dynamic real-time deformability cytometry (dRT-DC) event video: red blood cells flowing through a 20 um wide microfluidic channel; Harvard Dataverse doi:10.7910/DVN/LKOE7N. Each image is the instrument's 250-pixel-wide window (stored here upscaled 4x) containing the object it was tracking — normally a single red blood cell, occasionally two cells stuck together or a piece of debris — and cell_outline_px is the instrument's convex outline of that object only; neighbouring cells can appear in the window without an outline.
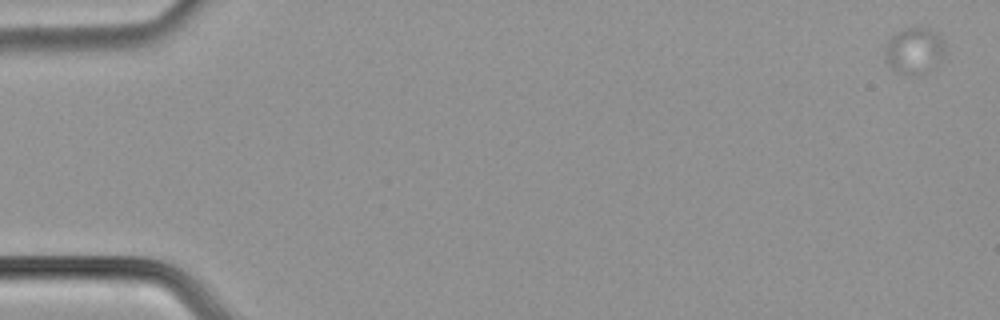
{"species": "common noctule bat (a hibernating species)", "species_latin": "Nyctalus noctula", "temperature_condition": "cold", "stored_images_in_passage": 8, "camera_frame_rate_fps": 3000, "um_per_image_px": 0.085, "animal": {"sex": "male", "body_mass_g": 21.5, "forearm_length_mm": 52.0}, "frame": {"image": 1, "passage_image": 1, "time_ms": 0.0, "image_size_px": [1000, 320], "cell_outline_px": [[944, 56], [936, 68], [912, 76], [896, 72], [884, 60], [884, 48], [888, 40], [896, 32], [904, 28], [932, 28], [944, 40]], "centroid_in_image_um": [77.72, 4.32], "position_along_channel_um": 7.3, "area_um2": 16.65}}